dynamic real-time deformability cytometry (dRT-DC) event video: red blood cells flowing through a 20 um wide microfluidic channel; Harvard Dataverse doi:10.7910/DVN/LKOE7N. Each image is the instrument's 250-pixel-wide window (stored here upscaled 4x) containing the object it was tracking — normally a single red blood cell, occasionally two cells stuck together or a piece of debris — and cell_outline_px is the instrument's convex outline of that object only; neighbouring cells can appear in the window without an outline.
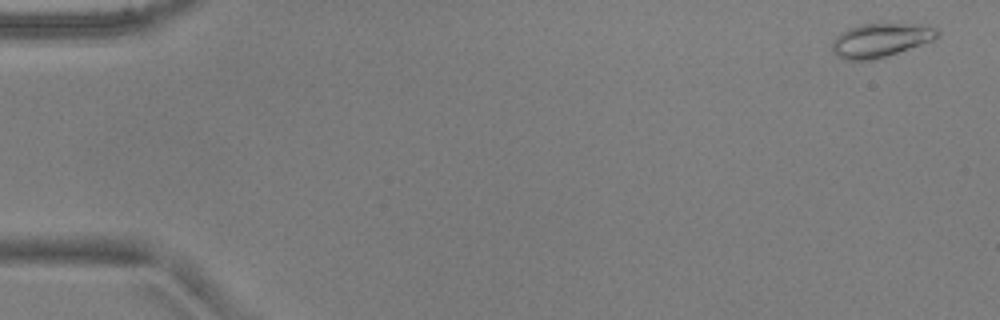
{"species": "common noctule bat (a hibernating species)", "species_latin": "Nyctalus noctula", "temperature_condition": "warm", "stored_images_in_passage": 48, "camera_frame_rate_fps": 3000, "um_per_image_px": 0.085, "animal": {"sex": "male", "body_mass_g": 17.9, "forearm_length_mm": 54.2}, "frame": {"image": 1, "passage_image": 2, "time_ms": 0.333, "image_size_px": [1000, 320], "cell_outline_px": [[940, 36], [932, 40], [872, 60], [844, 60], [836, 56], [832, 52], [832, 40], [840, 32], [848, 28], [860, 24], [920, 24], [936, 28], [940, 32]], "centroid_in_image_um": [74.79, 3.41], "position_along_channel_um": 10.2, "area_um2": 20.58}}
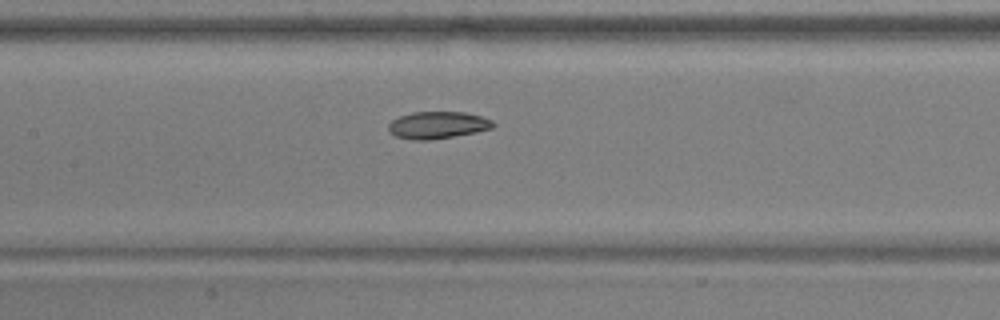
{"frame": {"image": 2, "passage_image": 25, "time_ms": 8.0, "image_size_px": [1000, 320], "cell_outline_px": [[496, 124], [492, 128], [476, 132], [432, 140], [412, 140], [396, 136], [388, 132], [388, 124], [392, 120], [400, 116], [412, 112], [464, 112], [480, 116], [492, 120]], "centroid_in_image_um": [37.18, 10.64], "position_along_channel_um": 170.2, "area_um2": 16.59}}
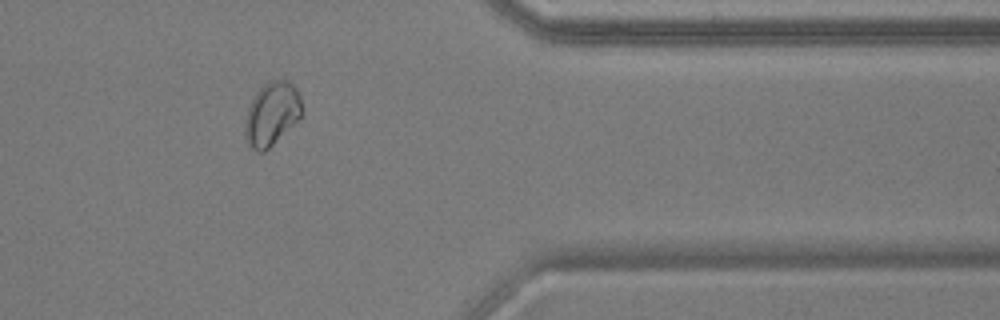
{"frame": {"image": 3, "passage_image": 43, "time_ms": 14.0, "image_size_px": [1000, 320], "cell_outline_px": [[304, 112], [264, 152], [256, 152], [248, 144], [244, 136], [244, 120], [248, 108], [256, 92], [268, 80], [288, 80], [296, 88], [300, 96]], "centroid_in_image_um": [23.08, 9.66], "position_along_channel_um": 388.3, "area_um2": 20.92}}